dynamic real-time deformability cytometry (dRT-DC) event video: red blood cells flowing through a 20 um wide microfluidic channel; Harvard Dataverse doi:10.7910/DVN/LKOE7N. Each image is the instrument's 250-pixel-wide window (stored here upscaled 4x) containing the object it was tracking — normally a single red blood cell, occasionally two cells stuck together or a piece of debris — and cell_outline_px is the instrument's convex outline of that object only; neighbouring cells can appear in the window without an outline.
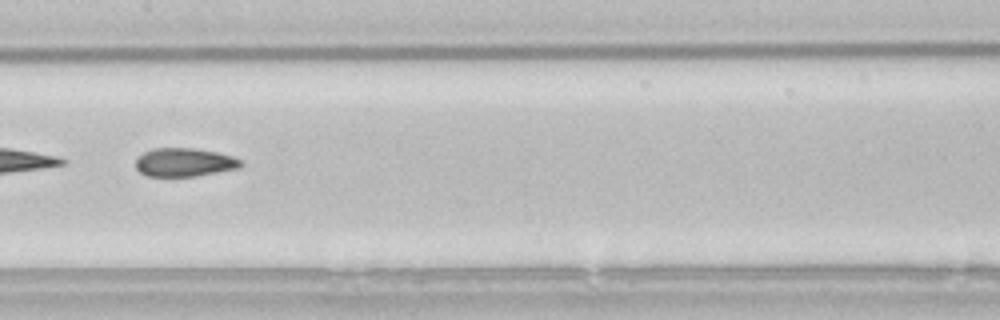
{"species": "common noctule bat (a hibernating species)", "species_latin": "Nyctalus noctula", "temperature_condition": "room temperature", "stored_images_in_passage": 34, "camera_frame_rate_fps": 3000, "um_per_image_px": 0.085, "animal": {"sex": "male", "body_mass_g": 21.5, "forearm_length_mm": 52.0}, "frame": {"image": 1, "passage_image": 26, "time_ms": 8.333, "image_size_px": [1000, 320], "cell_outline_px": [[244, 164], [236, 168], [196, 176], [148, 176], [140, 172], [136, 168], [136, 160], [144, 152], [152, 148], [192, 148], [216, 152], [232, 156], [244, 160]], "centroid_in_image_um": [15.68, 13.79], "position_along_channel_um": 191.7, "area_um2": 17.34}}